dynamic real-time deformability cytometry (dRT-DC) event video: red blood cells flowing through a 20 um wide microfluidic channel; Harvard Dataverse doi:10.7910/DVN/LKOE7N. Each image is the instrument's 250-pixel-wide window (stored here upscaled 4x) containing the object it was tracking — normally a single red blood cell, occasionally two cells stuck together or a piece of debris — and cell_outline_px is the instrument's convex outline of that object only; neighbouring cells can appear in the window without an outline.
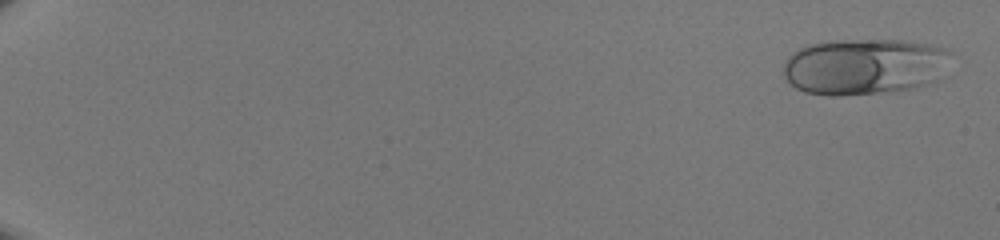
{"species": "human", "species_latin": "Homo sapiens", "temperature_condition": "room temperature", "stored_images_in_passage": 50, "camera_frame_rate_fps": 3000, "um_per_image_px": 0.085, "donor": {"sex": "male"}, "frame": {"image": 1, "passage_image": 2, "time_ms": 0.333, "image_size_px": [1000, 240], "cell_outline_px": [[952, 52], [936, 80], [912, 88], [876, 92], [836, 96], [832, 96], [804, 92], [796, 88], [784, 76], [784, 64], [788, 56], [792, 52], [808, 44], [828, 40], [900, 40], [928, 44], [944, 48]], "centroid_in_image_um": [73.4, 5.63], "position_along_channel_um": 11.6, "area_um2": 54.45}}
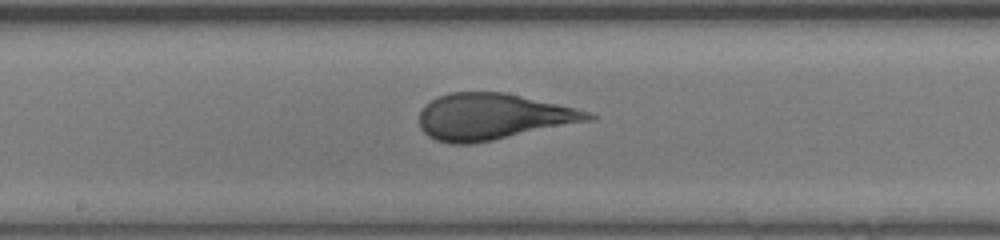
{"frame": {"image": 2, "passage_image": 30, "time_ms": 9.667, "image_size_px": [1000, 240], "cell_outline_px": [[600, 116], [596, 120], [472, 144], [448, 144], [436, 140], [428, 136], [420, 128], [420, 112], [424, 104], [436, 96], [448, 92], [504, 92], [576, 108]], "centroid_in_image_um": [41.9, 9.92], "position_along_channel_um": 206.3, "area_um2": 45.95}}
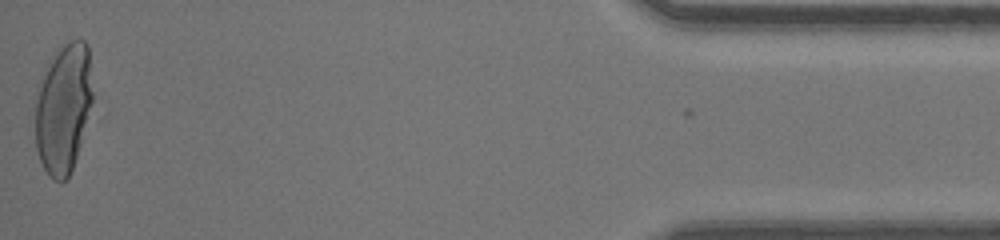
{"frame": {"image": 3, "passage_image": 50, "time_ms": 16.333, "image_size_px": [1000, 240], "cell_outline_px": [[104, 116], [68, 176], [60, 184], [52, 180], [48, 176], [40, 160], [36, 148], [36, 100], [44, 76], [52, 60], [60, 48], [64, 44], [72, 40], [84, 40], [88, 44]], "centroid_in_image_um": [5.7, 9.32], "position_along_channel_um": 429.5, "area_um2": 48.38}}